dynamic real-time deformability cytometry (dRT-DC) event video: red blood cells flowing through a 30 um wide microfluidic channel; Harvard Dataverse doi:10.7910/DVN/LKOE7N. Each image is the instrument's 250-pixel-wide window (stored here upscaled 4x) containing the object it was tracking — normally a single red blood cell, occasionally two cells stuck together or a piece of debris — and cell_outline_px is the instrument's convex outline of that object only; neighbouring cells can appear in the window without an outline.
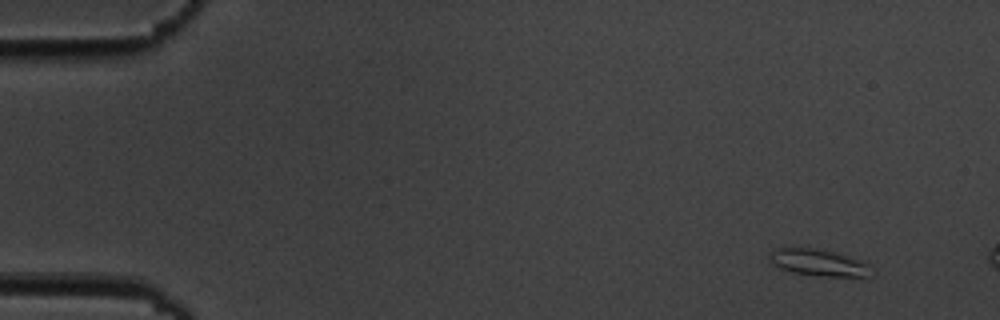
{"species": "common noctule bat (a hibernating species)", "species_latin": "Nyctalus noctula", "temperature_condition": "cold", "stored_images_in_passage": 3, "camera_frame_rate_fps": 3000, "um_per_image_px": 0.085, "animal": {"sex": "male", "body_mass_g": 19.5, "forearm_length_mm": 54.6}, "frame": {"image": 1, "passage_image": 1, "time_ms": 0.0, "image_size_px": [1000, 320], "cell_outline_px": [[876, 272], [872, 276], [824, 276], [792, 272], [780, 268], [772, 264], [768, 256], [768, 252], [776, 248], [812, 248], [832, 252], [864, 260]], "centroid_in_image_um": [69.61, 22.32], "position_along_channel_um": 15.4, "area_um2": 15.95}}